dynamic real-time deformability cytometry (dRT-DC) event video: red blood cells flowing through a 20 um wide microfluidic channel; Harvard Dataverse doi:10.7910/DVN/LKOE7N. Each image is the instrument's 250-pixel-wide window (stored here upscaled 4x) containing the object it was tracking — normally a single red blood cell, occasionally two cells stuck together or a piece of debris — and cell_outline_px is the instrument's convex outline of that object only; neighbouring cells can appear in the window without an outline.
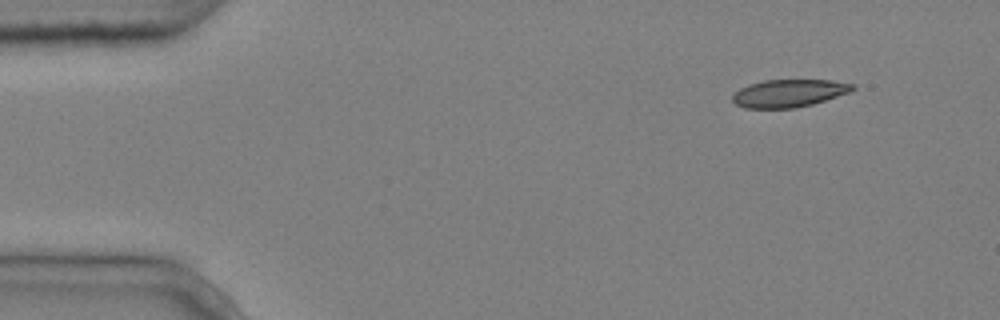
{"species": "common noctule bat (a hibernating species)", "species_latin": "Nyctalus noctula", "temperature_condition": "cold", "stored_images_in_passage": 4, "camera_frame_rate_fps": 3000, "um_per_image_px": 0.085, "animal": {"sex": "male", "body_mass_g": 20.4}, "frame": {"image": 1, "passage_image": 1, "time_ms": 0.0, "image_size_px": [1000, 320], "cell_outline_px": [[856, 88], [848, 92], [812, 104], [792, 108], [744, 108], [736, 104], [732, 100], [732, 96], [740, 88], [748, 84], [764, 80], [832, 80], [856, 84]], "centroid_in_image_um": [67.04, 7.91], "position_along_channel_um": 18.0, "area_um2": 19.25}}
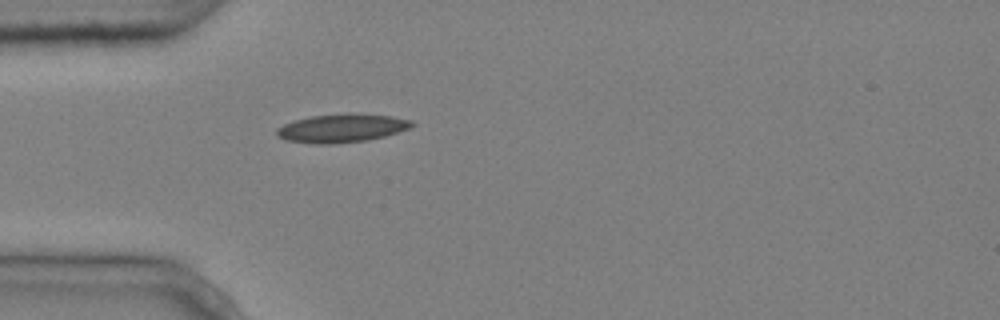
{"frame": {"image": 2, "passage_image": 4, "time_ms": 1.0, "image_size_px": [1000, 320], "cell_outline_px": [[416, 124], [408, 128], [384, 136], [364, 140], [332, 144], [316, 144], [288, 140], [276, 136], [276, 128], [284, 124], [296, 120], [312, 116], [348, 112], [392, 116], [412, 120]], "centroid_in_image_um": [29.04, 10.88], "position_along_channel_um": 56.0, "area_um2": 22.31}}